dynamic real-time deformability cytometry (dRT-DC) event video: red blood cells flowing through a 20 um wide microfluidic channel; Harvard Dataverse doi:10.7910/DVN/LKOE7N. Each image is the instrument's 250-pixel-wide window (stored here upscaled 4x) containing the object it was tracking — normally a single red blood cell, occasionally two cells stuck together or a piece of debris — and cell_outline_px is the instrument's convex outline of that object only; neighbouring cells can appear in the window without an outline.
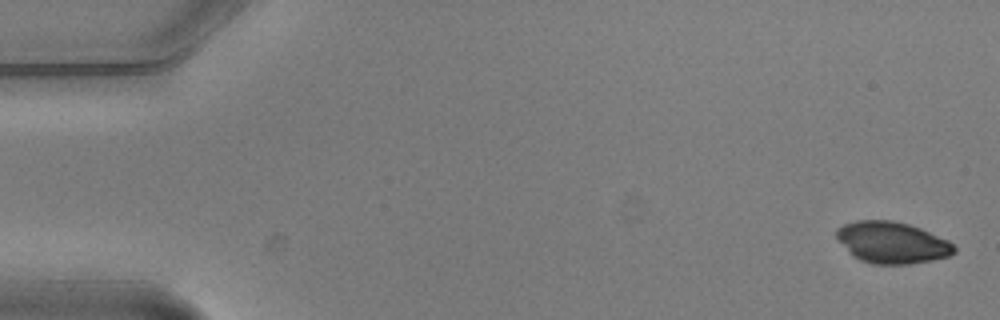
{"species": "common noctule bat (a hibernating species)", "species_latin": "Nyctalus noctula", "temperature_condition": "warm", "stored_images_in_passage": 4, "camera_frame_rate_fps": 3000, "um_per_image_px": 0.085, "animal": {"sex": "male", "body_mass_g": 20.5, "forearm_length_mm": 52.5}, "frame": {"image": 1, "passage_image": 1, "time_ms": 0.0, "image_size_px": [1000, 320], "cell_outline_px": [[956, 252], [948, 256], [932, 260], [908, 264], [872, 264], [860, 260], [852, 256], [836, 236], [836, 228], [844, 224], [856, 220], [892, 220], [908, 224], [920, 228], [948, 240], [956, 248]], "centroid_in_image_um": [75.81, 20.61], "position_along_channel_um": 9.2, "area_um2": 28.44}}